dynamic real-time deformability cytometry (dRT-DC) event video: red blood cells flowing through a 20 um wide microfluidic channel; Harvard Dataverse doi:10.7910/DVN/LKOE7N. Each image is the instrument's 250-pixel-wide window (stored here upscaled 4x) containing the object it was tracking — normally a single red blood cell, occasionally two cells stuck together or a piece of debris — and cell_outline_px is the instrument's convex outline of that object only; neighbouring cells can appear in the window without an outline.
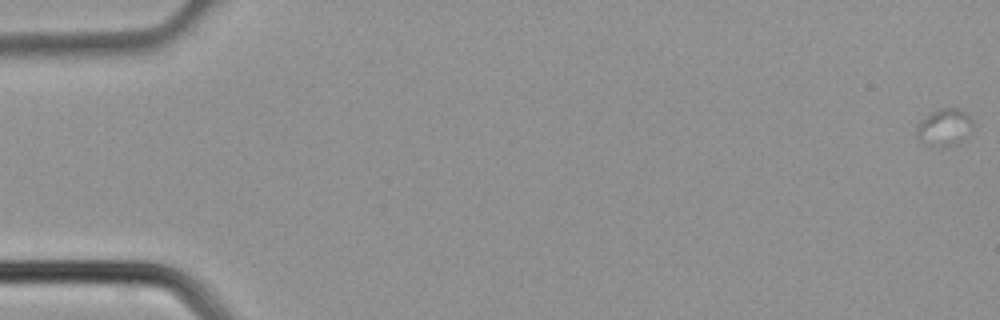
{"species": "common noctule bat (a hibernating species)", "species_latin": "Nyctalus noctula", "temperature_condition": "cold", "stored_images_in_passage": 3, "camera_frame_rate_fps": 3000, "um_per_image_px": 0.085, "animal": {"sex": "male", "body_mass_g": 21.5, "forearm_length_mm": 52.0}, "frame": {"image": 1, "passage_image": 1, "time_ms": 0.0, "image_size_px": [1000, 320], "cell_outline_px": [[972, 132], [968, 136], [956, 144], [944, 148], [928, 144], [920, 140], [916, 136], [916, 132], [920, 120], [932, 112], [944, 108], [956, 108], [964, 112], [972, 120]], "centroid_in_image_um": [80.29, 10.85], "position_along_channel_um": 4.7, "area_um2": 12.08}}